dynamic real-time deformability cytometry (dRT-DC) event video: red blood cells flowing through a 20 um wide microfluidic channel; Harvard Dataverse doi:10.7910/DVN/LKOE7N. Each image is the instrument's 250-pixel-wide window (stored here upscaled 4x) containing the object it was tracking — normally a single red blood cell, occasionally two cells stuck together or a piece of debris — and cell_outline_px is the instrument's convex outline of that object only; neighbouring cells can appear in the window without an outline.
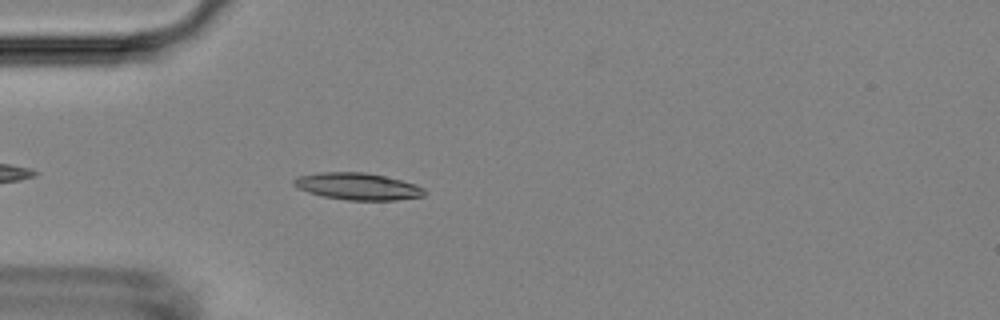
{"species": "Egyptian fruit bat (a non-hibernating species)", "species_latin": "Rousettus aegyptiacus", "temperature_condition": "room temperature", "stored_images_in_passage": 9, "camera_frame_rate_fps": 3000, "um_per_image_px": 0.085, "animal": {"sex": "female"}, "frame": {"image": 1, "passage_image": 5, "time_ms": 1.333, "image_size_px": [1000, 320], "cell_outline_px": [[428, 192], [424, 196], [396, 200], [348, 200], [324, 196], [308, 192], [296, 188], [292, 184], [292, 180], [296, 176], [320, 172], [364, 172], [384, 176], [416, 184], [424, 188]], "centroid_in_image_um": [30.39, 15.84], "position_along_channel_um": 54.6, "area_um2": 20.63}}
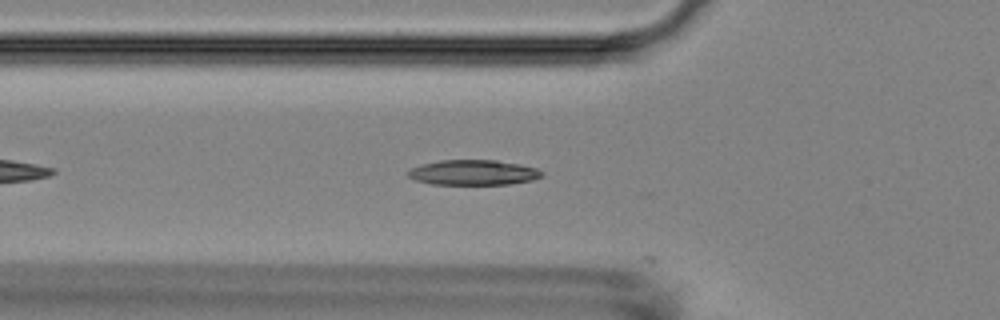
{"frame": {"image": 2, "passage_image": 8, "time_ms": 2.333, "image_size_px": [1000, 320], "cell_outline_px": [[544, 176], [532, 180], [508, 184], [432, 184], [416, 180], [408, 176], [408, 172], [412, 168], [424, 164], [440, 160], [496, 160], [520, 164], [536, 168], [544, 172]], "centroid_in_image_um": [40.28, 14.66], "position_along_channel_um": 85.5, "area_um2": 19.48}}